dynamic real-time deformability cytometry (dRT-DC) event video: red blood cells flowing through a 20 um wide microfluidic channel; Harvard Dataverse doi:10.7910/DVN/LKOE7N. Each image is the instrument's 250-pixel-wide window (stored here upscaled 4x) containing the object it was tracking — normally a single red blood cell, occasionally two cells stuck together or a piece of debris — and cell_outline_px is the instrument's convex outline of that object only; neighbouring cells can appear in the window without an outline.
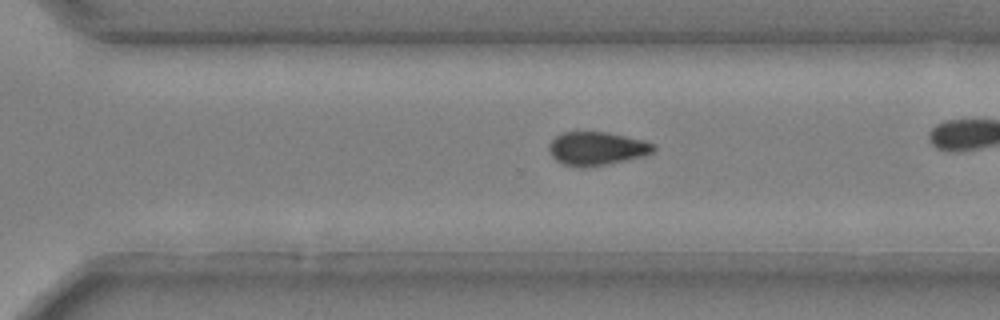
{"species": "common noctule bat (a hibernating species)", "species_latin": "Nyctalus noctula", "temperature_condition": "cold", "stored_images_in_passage": 39, "camera_frame_rate_fps": 3000, "um_per_image_px": 0.085, "animal": {"sex": "male", "body_mass_g": 20.4}, "frame": {"image": 1, "passage_image": 34, "time_ms": 11.0, "image_size_px": [1000, 320], "cell_outline_px": [[656, 148], [652, 152], [644, 156], [628, 160], [588, 168], [580, 168], [560, 164], [552, 156], [548, 148], [548, 144], [556, 136], [564, 132], [608, 132], [644, 140], [656, 144]], "centroid_in_image_um": [50.73, 12.64], "position_along_channel_um": 319.9, "area_um2": 20.75}}